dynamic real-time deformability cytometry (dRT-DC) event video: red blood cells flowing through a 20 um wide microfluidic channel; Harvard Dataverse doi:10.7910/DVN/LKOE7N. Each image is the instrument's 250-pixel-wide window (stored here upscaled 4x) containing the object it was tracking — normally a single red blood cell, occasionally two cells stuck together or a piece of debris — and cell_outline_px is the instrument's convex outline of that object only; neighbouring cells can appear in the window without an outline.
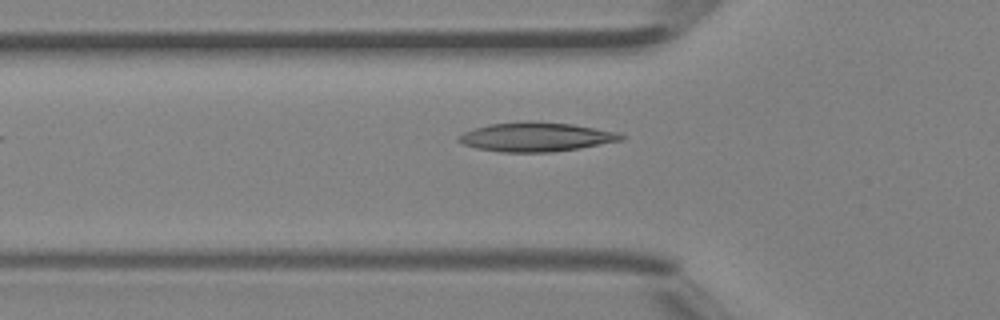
{"species": "Egyptian fruit bat (a non-hibernating species)", "species_latin": "Rousettus aegyptiacus", "temperature_condition": "room temperature", "stored_images_in_passage": 3, "camera_frame_rate_fps": 3000, "um_per_image_px": 0.085, "animal": {"sex": "female"}, "frame": {"image": 1, "passage_image": 3, "time_ms": 0.667, "image_size_px": [1000, 320], "cell_outline_px": [[624, 140], [580, 148], [552, 152], [500, 152], [476, 148], [464, 144], [456, 140], [456, 136], [464, 132], [488, 124], [524, 120], [572, 124], [620, 132], [624, 136]], "centroid_in_image_um": [45.56, 11.63], "position_along_channel_um": 80.2, "area_um2": 27.86}}